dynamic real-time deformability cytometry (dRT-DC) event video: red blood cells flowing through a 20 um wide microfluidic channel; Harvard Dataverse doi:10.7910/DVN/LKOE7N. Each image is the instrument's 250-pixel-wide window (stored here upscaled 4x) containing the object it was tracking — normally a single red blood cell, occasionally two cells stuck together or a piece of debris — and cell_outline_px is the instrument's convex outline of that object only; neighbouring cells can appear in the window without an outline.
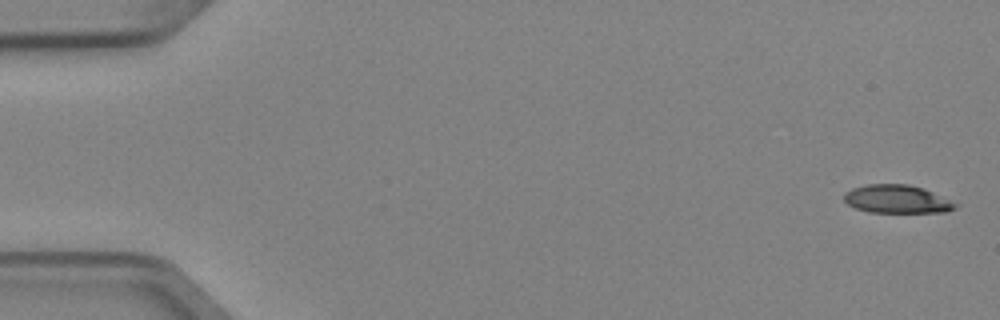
{"species": "Egyptian fruit bat (a non-hibernating species)", "species_latin": "Rousettus aegyptiacus", "temperature_condition": "cold", "stored_images_in_passage": 3, "camera_frame_rate_fps": 3000, "um_per_image_px": 0.085, "animal": {"sex": "female"}, "frame": {"image": 1, "passage_image": 1, "time_ms": 0.0, "image_size_px": [1000, 320], "cell_outline_px": [[960, 204], [956, 208], [948, 212], [868, 212], [856, 208], [848, 204], [844, 200], [844, 192], [852, 188], [868, 184], [908, 184], [924, 188]], "centroid_in_image_um": [76.27, 16.92], "position_along_channel_um": 8.7, "area_um2": 18.44}}